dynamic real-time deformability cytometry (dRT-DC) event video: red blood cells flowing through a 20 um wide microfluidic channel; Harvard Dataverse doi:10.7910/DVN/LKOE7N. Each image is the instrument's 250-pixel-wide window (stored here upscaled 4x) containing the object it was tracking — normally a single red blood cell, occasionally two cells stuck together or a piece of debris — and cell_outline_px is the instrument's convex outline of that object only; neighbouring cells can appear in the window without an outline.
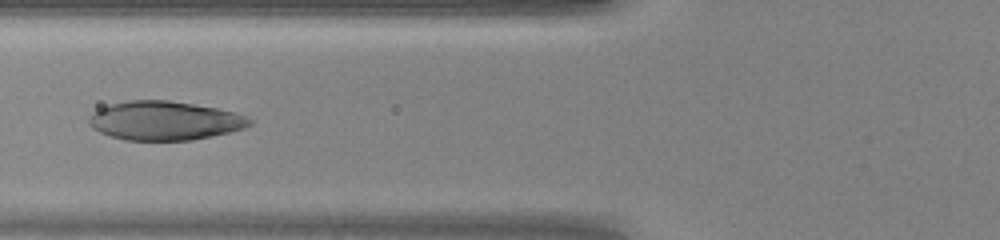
{"species": "human", "species_latin": "Homo sapiens", "temperature_condition": "warm", "stored_images_in_passage": 28, "camera_frame_rate_fps": 3000, "um_per_image_px": 0.085, "donor": {"sex": "female"}, "frame": {"image": 1, "passage_image": 20, "time_ms": 6.333, "image_size_px": [1000, 240], "cell_outline_px": [[252, 124], [244, 128], [212, 136], [192, 140], [124, 140], [100, 132], [92, 128], [88, 124], [88, 116], [92, 112], [100, 108], [112, 104], [128, 100], [168, 100], [216, 108], [232, 112], [244, 116], [252, 120]], "centroid_in_image_um": [13.95, 10.26], "position_along_channel_um": 111.9, "area_um2": 36.24}}